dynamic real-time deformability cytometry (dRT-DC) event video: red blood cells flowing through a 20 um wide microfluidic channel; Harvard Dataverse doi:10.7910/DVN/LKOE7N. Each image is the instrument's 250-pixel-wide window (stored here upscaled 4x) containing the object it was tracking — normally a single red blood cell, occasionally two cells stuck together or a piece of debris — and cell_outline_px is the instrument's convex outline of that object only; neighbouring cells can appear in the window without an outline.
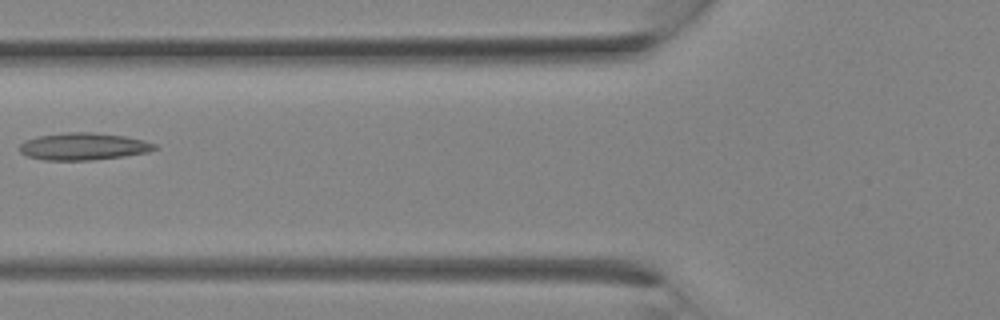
{"species": "Egyptian fruit bat (a non-hibernating species)", "species_latin": "Rousettus aegyptiacus", "temperature_condition": "room temperature", "stored_images_in_passage": 20, "camera_frame_rate_fps": 3000, "um_per_image_px": 0.085, "animal": {"sex": "female"}, "frame": {"image": 1, "passage_image": 3, "time_ms": 0.667, "image_size_px": [1000, 320], "cell_outline_px": [[160, 148], [148, 152], [124, 156], [92, 160], [44, 160], [28, 156], [20, 152], [20, 144], [24, 140], [36, 136], [68, 132], [92, 132], [124, 136], [144, 140], [156, 144]], "centroid_in_image_um": [7.1, 12.44], "position_along_channel_um": 118.7, "area_um2": 21.5}}
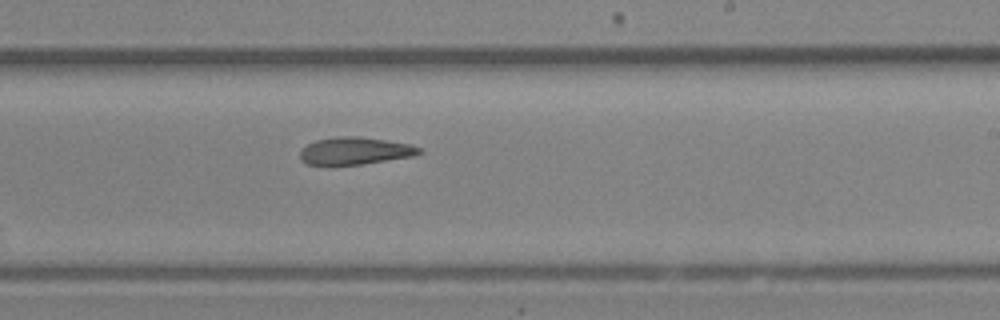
{"frame": {"image": 2, "passage_image": 9, "time_ms": 2.667, "image_size_px": [1000, 320], "cell_outline_px": [[424, 152], [416, 156], [360, 164], [308, 164], [300, 160], [300, 152], [308, 144], [316, 140], [336, 136], [356, 136], [388, 140], [412, 144], [420, 148]], "centroid_in_image_um": [30.24, 12.81], "position_along_channel_um": 258.8, "area_um2": 18.96}}
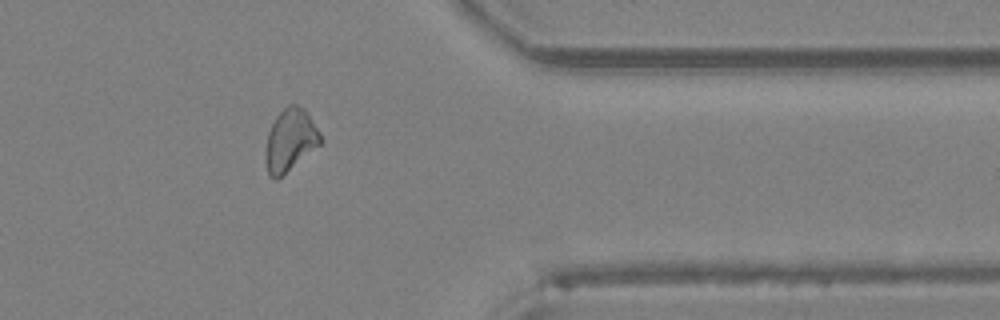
{"frame": {"image": 3, "passage_image": 15, "time_ms": 4.667, "image_size_px": [1000, 320], "cell_outline_px": [[320, 144], [276, 180], [268, 172], [268, 132], [276, 116], [288, 104], [296, 104], [304, 108], [308, 112], [320, 132]], "centroid_in_image_um": [24.71, 11.83], "position_along_channel_um": 386.7, "area_um2": 19.07}}